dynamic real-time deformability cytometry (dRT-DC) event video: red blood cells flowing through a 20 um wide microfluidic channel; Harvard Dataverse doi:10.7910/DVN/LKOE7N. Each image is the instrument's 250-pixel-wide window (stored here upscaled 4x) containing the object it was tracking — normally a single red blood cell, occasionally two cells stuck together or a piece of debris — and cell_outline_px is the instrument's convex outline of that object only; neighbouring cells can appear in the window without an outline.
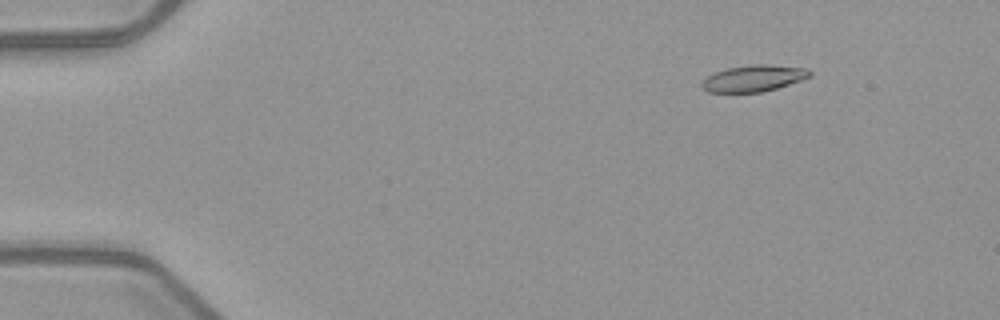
{"species": "common noctule bat (a hibernating species)", "species_latin": "Nyctalus noctula", "temperature_condition": "warm", "stored_images_in_passage": 47, "camera_frame_rate_fps": 3000, "um_per_image_px": 0.085, "animal": {"sex": "female", "body_mass_g": 21.9}, "frame": {"image": 1, "passage_image": 1, "time_ms": 0.0, "image_size_px": [1000, 320], "cell_outline_px": [[812, 76], [776, 88], [760, 92], [708, 92], [700, 84], [708, 76], [716, 72], [728, 68], [752, 64], [768, 64], [808, 68], [812, 72]], "centroid_in_image_um": [64.09, 6.64], "position_along_channel_um": 20.9, "area_um2": 16.47}}
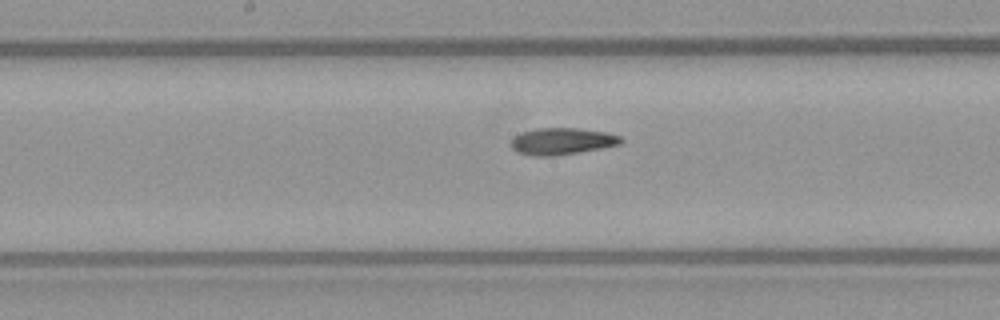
{"frame": {"image": 2, "passage_image": 22, "time_ms": 7.0, "image_size_px": [1000, 320], "cell_outline_px": [[624, 140], [620, 144], [600, 148], [556, 156], [532, 156], [516, 152], [508, 144], [520, 132], [536, 128], [580, 128], [608, 132], [620, 136]], "centroid_in_image_um": [47.74, 12.0], "position_along_channel_um": 200.5, "area_um2": 17.34}}
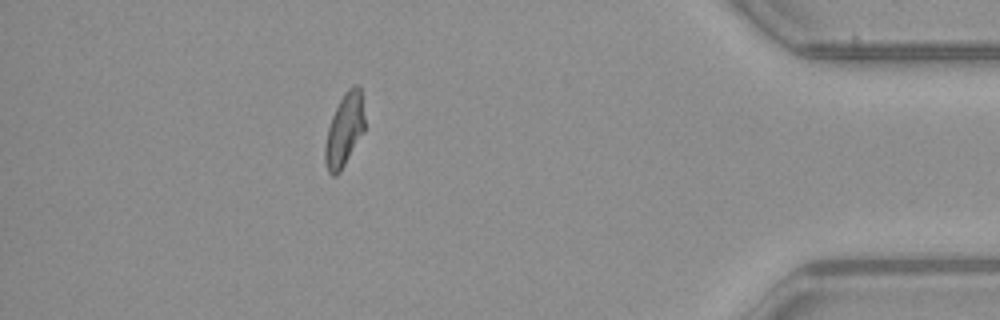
{"frame": {"image": 3, "passage_image": 41, "time_ms": 13.333, "image_size_px": [1000, 320], "cell_outline_px": [[364, 132], [340, 172], [336, 176], [332, 176], [328, 172], [324, 160], [324, 144], [328, 128], [332, 116], [344, 92], [352, 84], [356, 84], [360, 88], [364, 116]], "centroid_in_image_um": [29.26, 11.07], "position_along_channel_um": 405.9, "area_um2": 16.88}, "authors_computed_cell_mechanics": {"area_um2": 17.051, "velocity_mm_per_s": 3.9797, "shape_relaxation_time_tau1_ms": null, "shape_relaxation_time_tau2_ms": 5.7329, "deformation_change_tau1": null, "deformation_change_tau2": 0.1308}}